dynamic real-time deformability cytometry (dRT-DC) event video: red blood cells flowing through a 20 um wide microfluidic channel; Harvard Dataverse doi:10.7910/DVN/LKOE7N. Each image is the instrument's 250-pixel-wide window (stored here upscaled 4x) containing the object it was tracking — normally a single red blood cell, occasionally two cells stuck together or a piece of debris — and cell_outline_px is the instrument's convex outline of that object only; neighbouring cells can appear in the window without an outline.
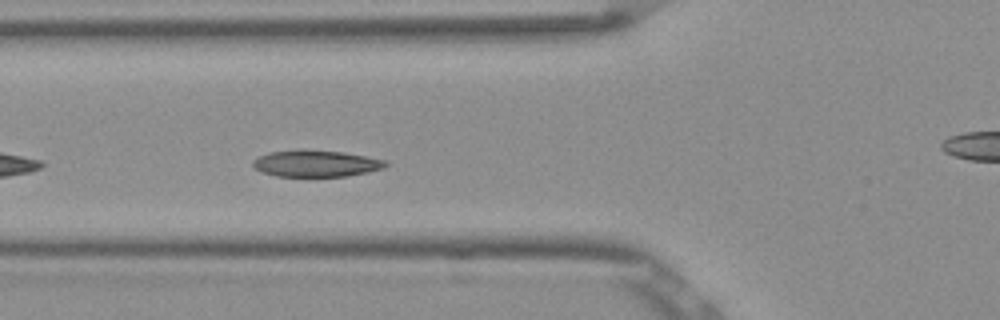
{"species": "Egyptian fruit bat (a non-hibernating species)", "species_latin": "Rousettus aegyptiacus", "temperature_condition": "room temperature", "stored_images_in_passage": 30, "camera_frame_rate_fps": 3000, "um_per_image_px": 0.085, "frame": {"image": 1, "passage_image": 5, "time_ms": 1.333, "image_size_px": [1000, 320], "cell_outline_px": [[388, 164], [384, 168], [348, 176], [276, 176], [264, 172], [256, 168], [252, 164], [252, 160], [268, 152], [296, 148], [340, 152], [364, 156], [384, 160]], "centroid_in_image_um": [26.81, 13.88], "position_along_channel_um": 99.0, "area_um2": 20.52}}
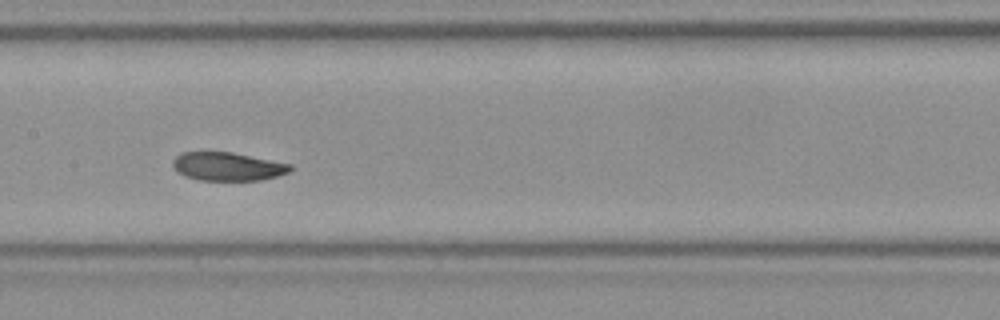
{"frame": {"image": 2, "passage_image": 12, "time_ms": 3.667, "image_size_px": [1000, 320], "cell_outline_px": [[292, 168], [288, 172], [276, 176], [260, 180], [200, 180], [184, 176], [172, 164], [172, 160], [180, 152], [232, 152], [292, 164]], "centroid_in_image_um": [19.35, 14.14], "position_along_channel_um": 188.1, "area_um2": 19.31}}
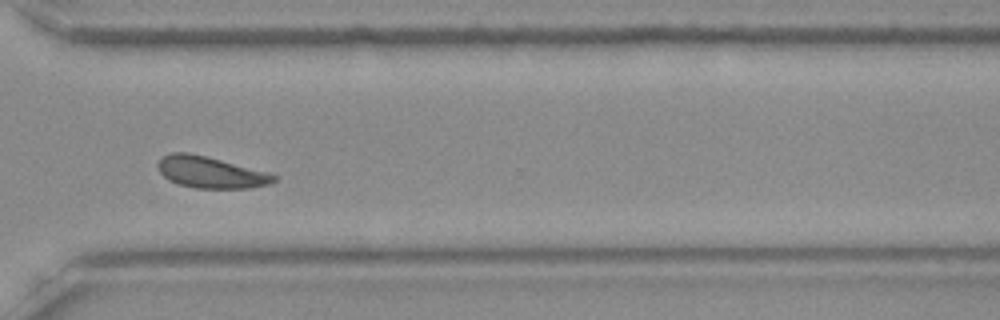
{"frame": {"image": 3, "passage_image": 25, "time_ms": 8.0, "image_size_px": [1000, 320], "cell_outline_px": [[276, 180], [268, 184], [252, 188], [196, 188], [180, 184], [168, 180], [160, 172], [156, 164], [164, 156], [172, 152], [188, 152], [268, 172], [276, 176]], "centroid_in_image_um": [17.89, 14.65], "position_along_channel_um": 352.7, "area_um2": 20.98}, "authors_computed_cell_mechanics": {"area_um2": 20.8658, "velocity_mm_per_s": 3.8038, "shape_relaxation_time_tau1_ms": 2.7132, "shape_relaxation_time_tau2_ms": 4.4799, "deformation_change_tau1": 0.0861, "deformation_change_tau2": 0.0698}}